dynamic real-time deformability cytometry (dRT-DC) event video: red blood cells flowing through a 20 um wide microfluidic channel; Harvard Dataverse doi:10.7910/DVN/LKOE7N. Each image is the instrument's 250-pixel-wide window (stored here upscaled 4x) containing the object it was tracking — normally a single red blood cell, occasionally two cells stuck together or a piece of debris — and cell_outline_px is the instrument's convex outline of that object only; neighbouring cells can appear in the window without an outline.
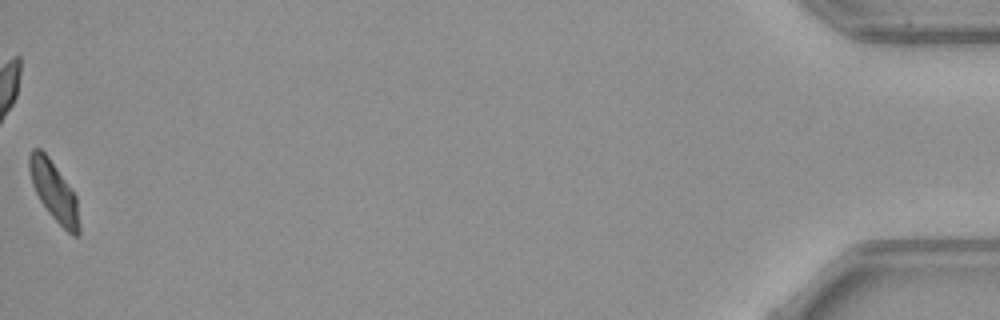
{"species": "common noctule bat (a hibernating species)", "species_latin": "Nyctalus noctula", "temperature_condition": "warm", "stored_images_in_passage": 38, "camera_frame_rate_fps": 3000, "um_per_image_px": 0.085, "animal": {"sex": "female", "body_mass_g": 21.9}, "frame": {"image": 1, "passage_image": 38, "time_ms": 12.333, "image_size_px": [1000, 320], "cell_outline_px": [[80, 232], [76, 236], [72, 236], [48, 212], [40, 200], [32, 184], [28, 168], [28, 156], [32, 148], [40, 148], [48, 156], [76, 196], [80, 224]], "centroid_in_image_um": [4.58, 16.25], "position_along_channel_um": 430.6, "area_um2": 17.11}}